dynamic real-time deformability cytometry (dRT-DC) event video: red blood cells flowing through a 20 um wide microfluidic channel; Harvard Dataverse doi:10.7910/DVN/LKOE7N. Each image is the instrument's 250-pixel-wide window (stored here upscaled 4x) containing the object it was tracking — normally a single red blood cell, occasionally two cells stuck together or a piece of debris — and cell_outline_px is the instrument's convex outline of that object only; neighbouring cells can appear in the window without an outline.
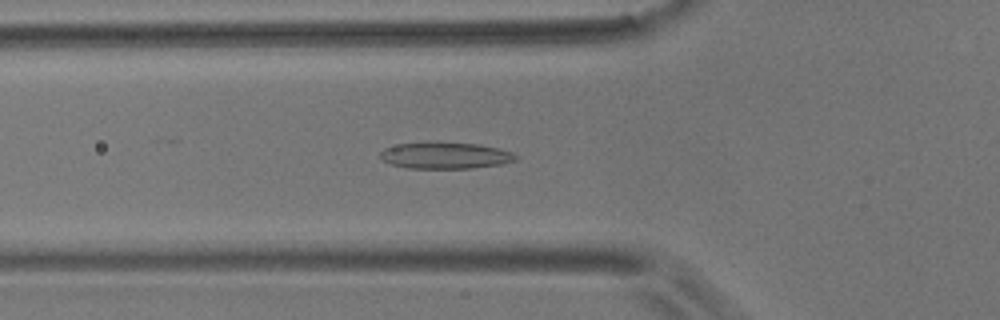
{"species": "common noctule bat (a hibernating species)", "species_latin": "Nyctalus noctula", "temperature_condition": "room temperature", "stored_images_in_passage": 57, "camera_frame_rate_fps": 3000, "um_per_image_px": 0.085, "animal": {"sex": "male", "body_mass_g": 17.9}, "frame": {"image": 1, "passage_image": 20, "time_ms": 6.333, "image_size_px": [1000, 320], "cell_outline_px": [[520, 156], [516, 160], [500, 164], [472, 168], [408, 168], [392, 164], [380, 160], [380, 152], [384, 148], [400, 144], [424, 140], [436, 140], [480, 144], [500, 148], [512, 152]], "centroid_in_image_um": [37.84, 13.17], "position_along_channel_um": 88.0, "area_um2": 21.68}}
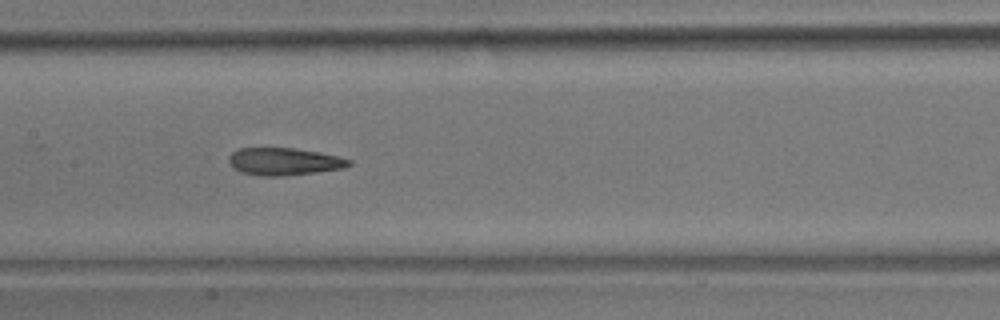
{"frame": {"image": 2, "passage_image": 28, "time_ms": 9.0, "image_size_px": [1000, 320], "cell_outline_px": [[352, 164], [344, 168], [316, 172], [284, 176], [260, 176], [240, 172], [228, 160], [228, 156], [232, 152], [240, 148], [292, 148], [316, 152], [336, 156], [352, 160]], "centroid_in_image_um": [24.14, 13.74], "position_along_channel_um": 183.3, "area_um2": 19.02}}
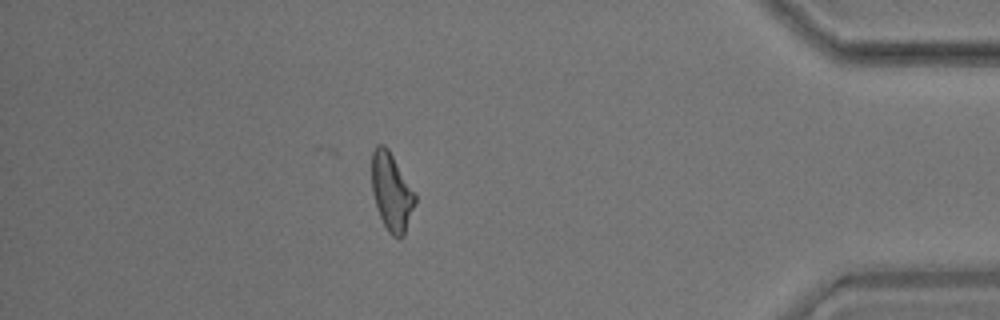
{"frame": {"image": 3, "passage_image": 50, "time_ms": 16.333, "image_size_px": [1000, 320], "cell_outline_px": [[416, 204], [404, 236], [400, 240], [392, 236], [388, 232], [380, 216], [372, 192], [372, 152], [376, 144], [384, 144], [388, 148], [416, 192]], "centroid_in_image_um": [33.31, 16.32], "position_along_channel_um": 401.9, "area_um2": 20.0}, "authors_computed_cell_mechanics": {"area_um2": 19.9988, "velocity_mm_per_s": 3.5371, "shape_relaxation_time_tau1_ms": 9.3545, "shape_relaxation_time_tau2_ms": 2.0779, "deformation_change_tau1": 0.1905, "deformation_change_tau2": 0.1092}}